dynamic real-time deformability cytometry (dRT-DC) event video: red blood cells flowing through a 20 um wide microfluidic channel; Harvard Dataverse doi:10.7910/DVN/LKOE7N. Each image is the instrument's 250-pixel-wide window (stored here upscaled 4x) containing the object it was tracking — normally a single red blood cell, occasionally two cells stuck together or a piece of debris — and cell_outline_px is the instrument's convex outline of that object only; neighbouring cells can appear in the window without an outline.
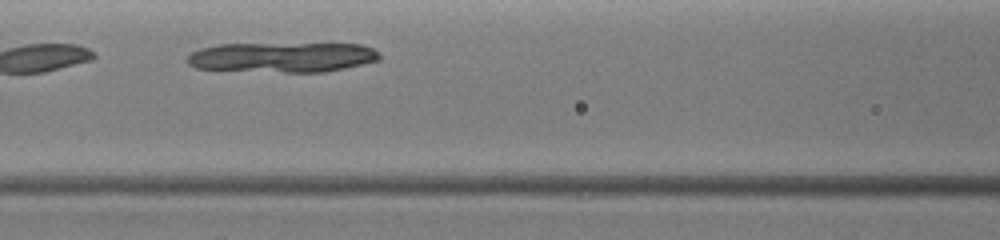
{"species": "common noctule bat (a hibernating species)", "species_latin": "Nyctalus noctula", "temperature_condition": "warm", "stored_images_in_passage": 22, "camera_frame_rate_fps": 3000, "um_per_image_px": 0.085, "animal": {"sex": "female", "body_mass_g": 19.0, "forearm_length_mm": 51.5}, "frame": {"image": 1, "passage_image": 7, "time_ms": 2.0, "image_size_px": [1000, 240], "cell_outline_px": [[380, 60], [344, 68], [324, 72], [284, 72], [196, 68], [188, 64], [184, 60], [192, 52], [200, 48], [220, 44], [360, 44], [372, 48], [380, 56]], "centroid_in_image_um": [23.97, 4.86], "position_along_channel_um": 142.6, "area_um2": 33.41}}
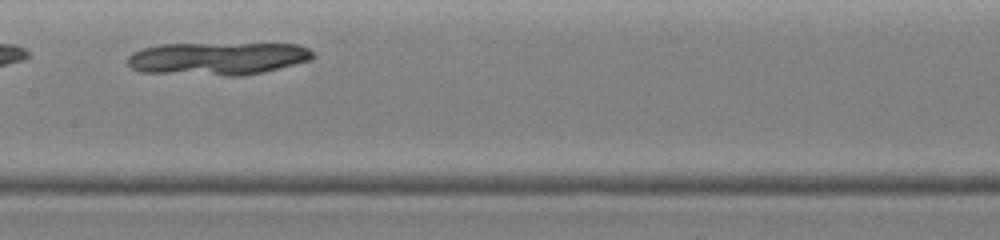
{"frame": {"image": 2, "passage_image": 10, "time_ms": 3.0, "image_size_px": [1000, 240], "cell_outline_px": [[316, 56], [312, 60], [264, 72], [244, 76], [224, 76], [140, 72], [132, 68], [128, 64], [128, 56], [132, 52], [144, 48], [160, 44], [300, 44], [308, 48]], "centroid_in_image_um": [18.52, 4.98], "position_along_channel_um": 188.9, "area_um2": 35.72}}